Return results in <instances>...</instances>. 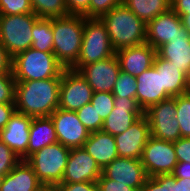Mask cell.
<instances>
[{
    "label": "cell",
    "instance_id": "6da1fadb",
    "mask_svg": "<svg viewBox=\"0 0 190 191\" xmlns=\"http://www.w3.org/2000/svg\"><path fill=\"white\" fill-rule=\"evenodd\" d=\"M61 78L16 81V111L30 117L50 116L59 106Z\"/></svg>",
    "mask_w": 190,
    "mask_h": 191
},
{
    "label": "cell",
    "instance_id": "7a4b0ae2",
    "mask_svg": "<svg viewBox=\"0 0 190 191\" xmlns=\"http://www.w3.org/2000/svg\"><path fill=\"white\" fill-rule=\"evenodd\" d=\"M100 19L115 51L146 43V24L125 5L112 8Z\"/></svg>",
    "mask_w": 190,
    "mask_h": 191
},
{
    "label": "cell",
    "instance_id": "3957f363",
    "mask_svg": "<svg viewBox=\"0 0 190 191\" xmlns=\"http://www.w3.org/2000/svg\"><path fill=\"white\" fill-rule=\"evenodd\" d=\"M84 23L82 15L52 18L53 53L65 68H71L79 58Z\"/></svg>",
    "mask_w": 190,
    "mask_h": 191
},
{
    "label": "cell",
    "instance_id": "277c9868",
    "mask_svg": "<svg viewBox=\"0 0 190 191\" xmlns=\"http://www.w3.org/2000/svg\"><path fill=\"white\" fill-rule=\"evenodd\" d=\"M64 69L53 52H44L32 47L12 58V74L16 81L61 78Z\"/></svg>",
    "mask_w": 190,
    "mask_h": 191
},
{
    "label": "cell",
    "instance_id": "5b68a950",
    "mask_svg": "<svg viewBox=\"0 0 190 191\" xmlns=\"http://www.w3.org/2000/svg\"><path fill=\"white\" fill-rule=\"evenodd\" d=\"M115 54L105 23L100 18L85 17L81 52L71 69L78 71L82 66L104 60Z\"/></svg>",
    "mask_w": 190,
    "mask_h": 191
},
{
    "label": "cell",
    "instance_id": "8992f818",
    "mask_svg": "<svg viewBox=\"0 0 190 191\" xmlns=\"http://www.w3.org/2000/svg\"><path fill=\"white\" fill-rule=\"evenodd\" d=\"M39 19L34 13L0 15V42L12 58L32 46L33 25Z\"/></svg>",
    "mask_w": 190,
    "mask_h": 191
},
{
    "label": "cell",
    "instance_id": "52a82bcc",
    "mask_svg": "<svg viewBox=\"0 0 190 191\" xmlns=\"http://www.w3.org/2000/svg\"><path fill=\"white\" fill-rule=\"evenodd\" d=\"M70 148L60 142L43 147L25 161L33 168L41 183H62Z\"/></svg>",
    "mask_w": 190,
    "mask_h": 191
},
{
    "label": "cell",
    "instance_id": "ba28073f",
    "mask_svg": "<svg viewBox=\"0 0 190 191\" xmlns=\"http://www.w3.org/2000/svg\"><path fill=\"white\" fill-rule=\"evenodd\" d=\"M144 115L150 126V135L156 139L175 142L181 138L176 119V96L151 105Z\"/></svg>",
    "mask_w": 190,
    "mask_h": 191
},
{
    "label": "cell",
    "instance_id": "9c48e42d",
    "mask_svg": "<svg viewBox=\"0 0 190 191\" xmlns=\"http://www.w3.org/2000/svg\"><path fill=\"white\" fill-rule=\"evenodd\" d=\"M148 177L172 174L178 160L173 142L149 137L140 158Z\"/></svg>",
    "mask_w": 190,
    "mask_h": 191
},
{
    "label": "cell",
    "instance_id": "30bf717a",
    "mask_svg": "<svg viewBox=\"0 0 190 191\" xmlns=\"http://www.w3.org/2000/svg\"><path fill=\"white\" fill-rule=\"evenodd\" d=\"M93 93L92 87L78 71L65 68L61 76L58 108L76 112L91 102Z\"/></svg>",
    "mask_w": 190,
    "mask_h": 191
},
{
    "label": "cell",
    "instance_id": "8fae6325",
    "mask_svg": "<svg viewBox=\"0 0 190 191\" xmlns=\"http://www.w3.org/2000/svg\"><path fill=\"white\" fill-rule=\"evenodd\" d=\"M50 117L58 142L70 149L83 147L90 133L78 119L76 112L57 108Z\"/></svg>",
    "mask_w": 190,
    "mask_h": 191
},
{
    "label": "cell",
    "instance_id": "7c38bea8",
    "mask_svg": "<svg viewBox=\"0 0 190 191\" xmlns=\"http://www.w3.org/2000/svg\"><path fill=\"white\" fill-rule=\"evenodd\" d=\"M121 69L116 55L82 66L78 72L94 92H111Z\"/></svg>",
    "mask_w": 190,
    "mask_h": 191
},
{
    "label": "cell",
    "instance_id": "4fadbf2b",
    "mask_svg": "<svg viewBox=\"0 0 190 191\" xmlns=\"http://www.w3.org/2000/svg\"><path fill=\"white\" fill-rule=\"evenodd\" d=\"M102 169L83 147L70 149L62 183L97 182Z\"/></svg>",
    "mask_w": 190,
    "mask_h": 191
},
{
    "label": "cell",
    "instance_id": "5bb4252c",
    "mask_svg": "<svg viewBox=\"0 0 190 191\" xmlns=\"http://www.w3.org/2000/svg\"><path fill=\"white\" fill-rule=\"evenodd\" d=\"M177 35H189L181 18L170 8L146 24V43L157 49Z\"/></svg>",
    "mask_w": 190,
    "mask_h": 191
},
{
    "label": "cell",
    "instance_id": "9a60e30c",
    "mask_svg": "<svg viewBox=\"0 0 190 191\" xmlns=\"http://www.w3.org/2000/svg\"><path fill=\"white\" fill-rule=\"evenodd\" d=\"M143 115L136 98L115 97L114 109L103 121L101 130L113 136L121 134Z\"/></svg>",
    "mask_w": 190,
    "mask_h": 191
},
{
    "label": "cell",
    "instance_id": "2e32d148",
    "mask_svg": "<svg viewBox=\"0 0 190 191\" xmlns=\"http://www.w3.org/2000/svg\"><path fill=\"white\" fill-rule=\"evenodd\" d=\"M32 120L33 117L15 111L5 128L0 130V140L13 150L21 160L28 158Z\"/></svg>",
    "mask_w": 190,
    "mask_h": 191
},
{
    "label": "cell",
    "instance_id": "e0dca14e",
    "mask_svg": "<svg viewBox=\"0 0 190 191\" xmlns=\"http://www.w3.org/2000/svg\"><path fill=\"white\" fill-rule=\"evenodd\" d=\"M102 175L141 191L148 178L140 159L117 157L102 169Z\"/></svg>",
    "mask_w": 190,
    "mask_h": 191
},
{
    "label": "cell",
    "instance_id": "ac0fdd59",
    "mask_svg": "<svg viewBox=\"0 0 190 191\" xmlns=\"http://www.w3.org/2000/svg\"><path fill=\"white\" fill-rule=\"evenodd\" d=\"M150 136L149 122L143 115L125 132L114 136L118 157L140 159Z\"/></svg>",
    "mask_w": 190,
    "mask_h": 191
},
{
    "label": "cell",
    "instance_id": "d6986e66",
    "mask_svg": "<svg viewBox=\"0 0 190 191\" xmlns=\"http://www.w3.org/2000/svg\"><path fill=\"white\" fill-rule=\"evenodd\" d=\"M120 69L132 76H138L153 66L156 49L150 44L125 47L115 51Z\"/></svg>",
    "mask_w": 190,
    "mask_h": 191
},
{
    "label": "cell",
    "instance_id": "ffe728a7",
    "mask_svg": "<svg viewBox=\"0 0 190 191\" xmlns=\"http://www.w3.org/2000/svg\"><path fill=\"white\" fill-rule=\"evenodd\" d=\"M136 99L143 111L171 96L162 88L161 72L151 66L136 76Z\"/></svg>",
    "mask_w": 190,
    "mask_h": 191
},
{
    "label": "cell",
    "instance_id": "44dd1931",
    "mask_svg": "<svg viewBox=\"0 0 190 191\" xmlns=\"http://www.w3.org/2000/svg\"><path fill=\"white\" fill-rule=\"evenodd\" d=\"M83 148L101 169L118 157L114 136L102 130L91 132Z\"/></svg>",
    "mask_w": 190,
    "mask_h": 191
},
{
    "label": "cell",
    "instance_id": "7402d4cb",
    "mask_svg": "<svg viewBox=\"0 0 190 191\" xmlns=\"http://www.w3.org/2000/svg\"><path fill=\"white\" fill-rule=\"evenodd\" d=\"M156 54L173 63L188 76L190 71V35H177L156 49Z\"/></svg>",
    "mask_w": 190,
    "mask_h": 191
},
{
    "label": "cell",
    "instance_id": "603a6c76",
    "mask_svg": "<svg viewBox=\"0 0 190 191\" xmlns=\"http://www.w3.org/2000/svg\"><path fill=\"white\" fill-rule=\"evenodd\" d=\"M153 66L156 71L161 72L162 88L171 96L175 97L188 93L190 87L187 76L173 63L155 56Z\"/></svg>",
    "mask_w": 190,
    "mask_h": 191
},
{
    "label": "cell",
    "instance_id": "cb8c5ba5",
    "mask_svg": "<svg viewBox=\"0 0 190 191\" xmlns=\"http://www.w3.org/2000/svg\"><path fill=\"white\" fill-rule=\"evenodd\" d=\"M40 183L33 168L21 160L4 176L0 191H34Z\"/></svg>",
    "mask_w": 190,
    "mask_h": 191
},
{
    "label": "cell",
    "instance_id": "d4e9b609",
    "mask_svg": "<svg viewBox=\"0 0 190 191\" xmlns=\"http://www.w3.org/2000/svg\"><path fill=\"white\" fill-rule=\"evenodd\" d=\"M57 142L58 138L51 117L33 118L30 125L28 157L43 147Z\"/></svg>",
    "mask_w": 190,
    "mask_h": 191
},
{
    "label": "cell",
    "instance_id": "484cf974",
    "mask_svg": "<svg viewBox=\"0 0 190 191\" xmlns=\"http://www.w3.org/2000/svg\"><path fill=\"white\" fill-rule=\"evenodd\" d=\"M130 9L145 24L171 8V0H124Z\"/></svg>",
    "mask_w": 190,
    "mask_h": 191
},
{
    "label": "cell",
    "instance_id": "4316f807",
    "mask_svg": "<svg viewBox=\"0 0 190 191\" xmlns=\"http://www.w3.org/2000/svg\"><path fill=\"white\" fill-rule=\"evenodd\" d=\"M32 35V48L44 52H53L52 18H40L33 25Z\"/></svg>",
    "mask_w": 190,
    "mask_h": 191
},
{
    "label": "cell",
    "instance_id": "83f0119b",
    "mask_svg": "<svg viewBox=\"0 0 190 191\" xmlns=\"http://www.w3.org/2000/svg\"><path fill=\"white\" fill-rule=\"evenodd\" d=\"M33 12L39 18L68 16L65 0H30Z\"/></svg>",
    "mask_w": 190,
    "mask_h": 191
},
{
    "label": "cell",
    "instance_id": "f1b7e54d",
    "mask_svg": "<svg viewBox=\"0 0 190 191\" xmlns=\"http://www.w3.org/2000/svg\"><path fill=\"white\" fill-rule=\"evenodd\" d=\"M176 119L181 137L190 138V91L176 96Z\"/></svg>",
    "mask_w": 190,
    "mask_h": 191
},
{
    "label": "cell",
    "instance_id": "f546056e",
    "mask_svg": "<svg viewBox=\"0 0 190 191\" xmlns=\"http://www.w3.org/2000/svg\"><path fill=\"white\" fill-rule=\"evenodd\" d=\"M136 83L137 81L135 76L120 71L117 81L114 84L112 94L114 97L136 98Z\"/></svg>",
    "mask_w": 190,
    "mask_h": 191
},
{
    "label": "cell",
    "instance_id": "4dcf8cb0",
    "mask_svg": "<svg viewBox=\"0 0 190 191\" xmlns=\"http://www.w3.org/2000/svg\"><path fill=\"white\" fill-rule=\"evenodd\" d=\"M76 114L89 133L97 132L102 129L103 120L100 118L91 102L78 109Z\"/></svg>",
    "mask_w": 190,
    "mask_h": 191
},
{
    "label": "cell",
    "instance_id": "1f68e13d",
    "mask_svg": "<svg viewBox=\"0 0 190 191\" xmlns=\"http://www.w3.org/2000/svg\"><path fill=\"white\" fill-rule=\"evenodd\" d=\"M141 191H176V178L172 174L148 177Z\"/></svg>",
    "mask_w": 190,
    "mask_h": 191
},
{
    "label": "cell",
    "instance_id": "d6a6232c",
    "mask_svg": "<svg viewBox=\"0 0 190 191\" xmlns=\"http://www.w3.org/2000/svg\"><path fill=\"white\" fill-rule=\"evenodd\" d=\"M115 97L111 92H94L91 104L104 121L114 109Z\"/></svg>",
    "mask_w": 190,
    "mask_h": 191
},
{
    "label": "cell",
    "instance_id": "836d02e7",
    "mask_svg": "<svg viewBox=\"0 0 190 191\" xmlns=\"http://www.w3.org/2000/svg\"><path fill=\"white\" fill-rule=\"evenodd\" d=\"M34 13L30 0H0V15Z\"/></svg>",
    "mask_w": 190,
    "mask_h": 191
},
{
    "label": "cell",
    "instance_id": "e575fe53",
    "mask_svg": "<svg viewBox=\"0 0 190 191\" xmlns=\"http://www.w3.org/2000/svg\"><path fill=\"white\" fill-rule=\"evenodd\" d=\"M123 3L124 0H90L89 9L83 16L87 18H101L112 8Z\"/></svg>",
    "mask_w": 190,
    "mask_h": 191
},
{
    "label": "cell",
    "instance_id": "d590c367",
    "mask_svg": "<svg viewBox=\"0 0 190 191\" xmlns=\"http://www.w3.org/2000/svg\"><path fill=\"white\" fill-rule=\"evenodd\" d=\"M21 159L0 140V174L7 175Z\"/></svg>",
    "mask_w": 190,
    "mask_h": 191
},
{
    "label": "cell",
    "instance_id": "8d00e7d4",
    "mask_svg": "<svg viewBox=\"0 0 190 191\" xmlns=\"http://www.w3.org/2000/svg\"><path fill=\"white\" fill-rule=\"evenodd\" d=\"M15 84L13 74H0V103L15 104Z\"/></svg>",
    "mask_w": 190,
    "mask_h": 191
},
{
    "label": "cell",
    "instance_id": "74e56055",
    "mask_svg": "<svg viewBox=\"0 0 190 191\" xmlns=\"http://www.w3.org/2000/svg\"><path fill=\"white\" fill-rule=\"evenodd\" d=\"M98 191H137L135 188L122 184L119 181L104 177L102 174L97 180Z\"/></svg>",
    "mask_w": 190,
    "mask_h": 191
},
{
    "label": "cell",
    "instance_id": "f35d334b",
    "mask_svg": "<svg viewBox=\"0 0 190 191\" xmlns=\"http://www.w3.org/2000/svg\"><path fill=\"white\" fill-rule=\"evenodd\" d=\"M173 145L178 162L190 163V138L181 137Z\"/></svg>",
    "mask_w": 190,
    "mask_h": 191
},
{
    "label": "cell",
    "instance_id": "ab89813d",
    "mask_svg": "<svg viewBox=\"0 0 190 191\" xmlns=\"http://www.w3.org/2000/svg\"><path fill=\"white\" fill-rule=\"evenodd\" d=\"M58 191H98L97 182L60 183Z\"/></svg>",
    "mask_w": 190,
    "mask_h": 191
},
{
    "label": "cell",
    "instance_id": "60d3db41",
    "mask_svg": "<svg viewBox=\"0 0 190 191\" xmlns=\"http://www.w3.org/2000/svg\"><path fill=\"white\" fill-rule=\"evenodd\" d=\"M69 15H84L90 5V0H65Z\"/></svg>",
    "mask_w": 190,
    "mask_h": 191
},
{
    "label": "cell",
    "instance_id": "b9f144b4",
    "mask_svg": "<svg viewBox=\"0 0 190 191\" xmlns=\"http://www.w3.org/2000/svg\"><path fill=\"white\" fill-rule=\"evenodd\" d=\"M0 74H12V57L0 42Z\"/></svg>",
    "mask_w": 190,
    "mask_h": 191
},
{
    "label": "cell",
    "instance_id": "7bdbcfd3",
    "mask_svg": "<svg viewBox=\"0 0 190 191\" xmlns=\"http://www.w3.org/2000/svg\"><path fill=\"white\" fill-rule=\"evenodd\" d=\"M15 111V104L0 103V130L5 128Z\"/></svg>",
    "mask_w": 190,
    "mask_h": 191
},
{
    "label": "cell",
    "instance_id": "ee69618b",
    "mask_svg": "<svg viewBox=\"0 0 190 191\" xmlns=\"http://www.w3.org/2000/svg\"><path fill=\"white\" fill-rule=\"evenodd\" d=\"M171 9L177 15L190 14V0H171Z\"/></svg>",
    "mask_w": 190,
    "mask_h": 191
},
{
    "label": "cell",
    "instance_id": "f6af8a7d",
    "mask_svg": "<svg viewBox=\"0 0 190 191\" xmlns=\"http://www.w3.org/2000/svg\"><path fill=\"white\" fill-rule=\"evenodd\" d=\"M172 175L175 178H190V163L178 162Z\"/></svg>",
    "mask_w": 190,
    "mask_h": 191
},
{
    "label": "cell",
    "instance_id": "bcb514c9",
    "mask_svg": "<svg viewBox=\"0 0 190 191\" xmlns=\"http://www.w3.org/2000/svg\"><path fill=\"white\" fill-rule=\"evenodd\" d=\"M176 191H190V178H176Z\"/></svg>",
    "mask_w": 190,
    "mask_h": 191
},
{
    "label": "cell",
    "instance_id": "7dc6e473",
    "mask_svg": "<svg viewBox=\"0 0 190 191\" xmlns=\"http://www.w3.org/2000/svg\"><path fill=\"white\" fill-rule=\"evenodd\" d=\"M34 191H58L57 185L53 183H40Z\"/></svg>",
    "mask_w": 190,
    "mask_h": 191
},
{
    "label": "cell",
    "instance_id": "c3c4849f",
    "mask_svg": "<svg viewBox=\"0 0 190 191\" xmlns=\"http://www.w3.org/2000/svg\"><path fill=\"white\" fill-rule=\"evenodd\" d=\"M181 18L182 26L187 30L190 35V14L178 15Z\"/></svg>",
    "mask_w": 190,
    "mask_h": 191
},
{
    "label": "cell",
    "instance_id": "681fc988",
    "mask_svg": "<svg viewBox=\"0 0 190 191\" xmlns=\"http://www.w3.org/2000/svg\"><path fill=\"white\" fill-rule=\"evenodd\" d=\"M4 176H5V175H1V174H0V187H1V185H2V182H3Z\"/></svg>",
    "mask_w": 190,
    "mask_h": 191
},
{
    "label": "cell",
    "instance_id": "f907efd6",
    "mask_svg": "<svg viewBox=\"0 0 190 191\" xmlns=\"http://www.w3.org/2000/svg\"><path fill=\"white\" fill-rule=\"evenodd\" d=\"M187 80H188V84H189V87H190V71H189V74L187 76Z\"/></svg>",
    "mask_w": 190,
    "mask_h": 191
}]
</instances>
